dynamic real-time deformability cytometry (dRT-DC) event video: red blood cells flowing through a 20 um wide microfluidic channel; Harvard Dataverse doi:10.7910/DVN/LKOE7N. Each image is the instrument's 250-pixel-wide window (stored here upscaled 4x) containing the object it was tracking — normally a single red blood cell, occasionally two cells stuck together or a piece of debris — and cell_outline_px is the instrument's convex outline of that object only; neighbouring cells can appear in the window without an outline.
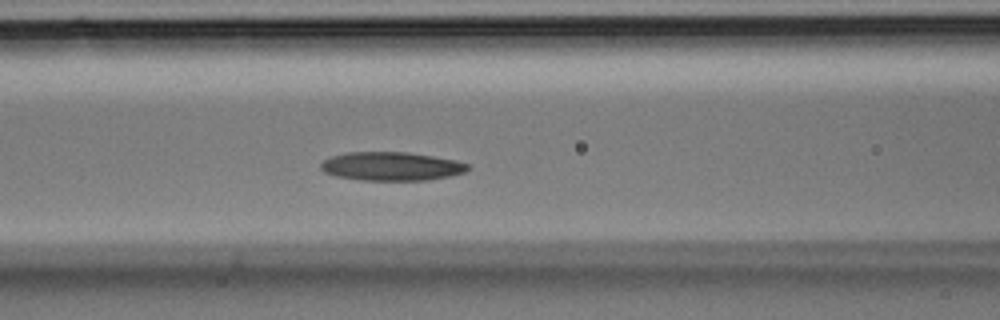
{"species": "Egyptian fruit bat (a non-hibernating species)", "species_latin": "Rousettus aegyptiacus", "temperature_condition": "room temperature", "stored_images_in_passage": 35, "camera_frame_rate_fps": 3000, "um_per_image_px": 0.085, "animal": {"sex": "male"}, "frame": {"image": 1, "passage_image": 14, "time_ms": 4.333, "image_size_px": [1000, 320], "cell_outline_px": [[468, 168], [464, 172], [448, 176], [428, 180], [360, 180], [336, 176], [324, 172], [320, 168], [320, 164], [324, 160], [332, 156], [348, 152], [408, 152], [456, 160], [468, 164]], "centroid_in_image_um": [33.24, 14.13], "position_along_channel_um": 133.4, "area_um2": 24.39}}
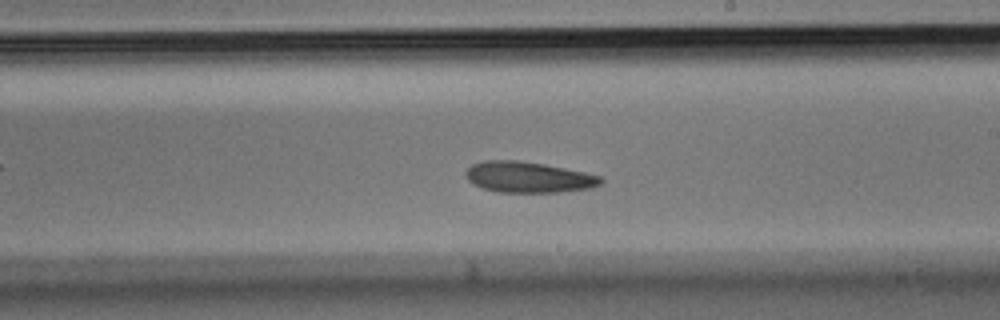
{"frame": {"image": 2, "passage_image": 20, "time_ms": 6.333, "image_size_px": [1000, 320], "cell_outline_px": [[604, 180], [600, 184], [592, 188], [560, 192], [496, 192], [472, 184], [464, 176], [464, 172], [472, 164], [484, 160], [516, 160], [544, 164], [584, 172], [600, 176]], "centroid_in_image_um": [44.88, 15.06], "position_along_channel_um": 244.1, "area_um2": 24.39}}
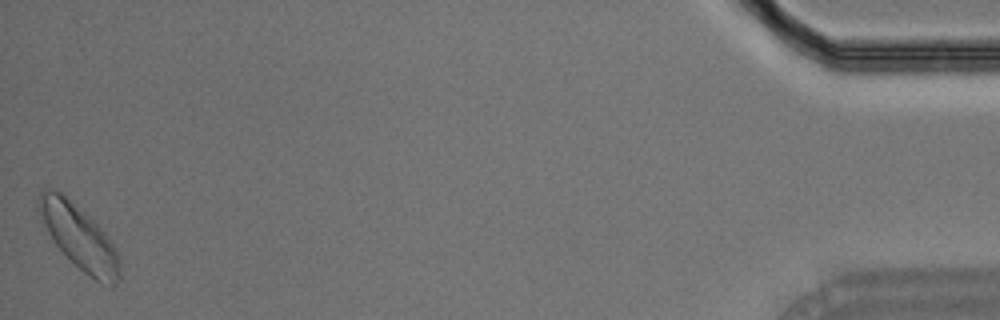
{"frame": {"image": 3, "passage_image": 35, "time_ms": 11.333, "image_size_px": [1000, 320], "cell_outline_px": [[120, 280], [112, 288], [100, 284], [84, 272], [56, 244], [48, 232], [36, 208], [36, 200], [40, 192], [44, 188], [52, 188], [60, 192], [92, 220], [104, 232], [116, 248], [120, 260]], "centroid_in_image_um": [6.74, 20.18], "position_along_channel_um": 428.5, "area_um2": 30.0}}